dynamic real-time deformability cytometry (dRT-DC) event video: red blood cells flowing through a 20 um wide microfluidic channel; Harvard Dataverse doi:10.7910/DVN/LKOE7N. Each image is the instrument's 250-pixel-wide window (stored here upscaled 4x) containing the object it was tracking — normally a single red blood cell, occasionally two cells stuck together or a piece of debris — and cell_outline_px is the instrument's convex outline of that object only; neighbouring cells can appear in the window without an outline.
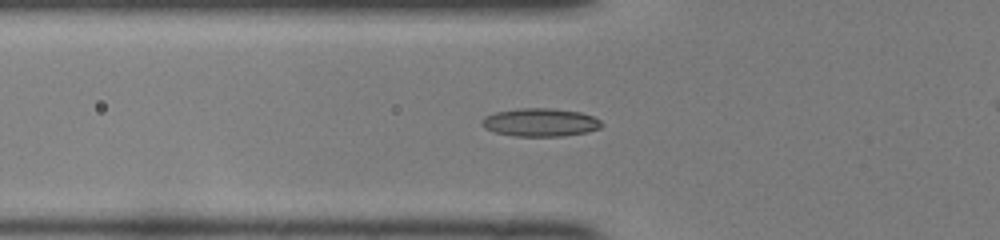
{"species": "common noctule bat (a hibernating species)", "species_latin": "Nyctalus noctula", "temperature_condition": "room temperature", "stored_images_in_passage": 31, "camera_frame_rate_fps": 3000, "um_per_image_px": 0.085, "animal": {"sex": "female", "body_mass_g": 22.0, "forearm_length_mm": 56.7}, "frame": {"image": 1, "passage_image": 4, "time_ms": 1.0, "image_size_px": [1000, 240], "cell_outline_px": [[604, 124], [600, 128], [588, 132], [564, 136], [516, 136], [496, 132], [484, 128], [480, 124], [480, 120], [484, 116], [496, 112], [516, 108], [552, 108], [580, 112], [592, 116], [600, 120]], "centroid_in_image_um": [45.91, 10.4], "position_along_channel_um": 79.9, "area_um2": 19.83}}
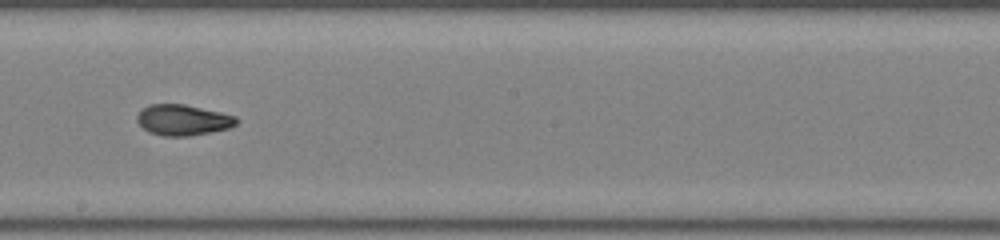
{"frame": {"image": 2, "passage_image": 15, "time_ms": 4.667, "image_size_px": [1000, 240], "cell_outline_px": [[240, 120], [236, 124], [228, 128], [188, 136], [164, 136], [148, 132], [136, 120], [136, 116], [148, 104], [184, 104], [220, 112], [236, 116]], "centroid_in_image_um": [15.54, 10.19], "position_along_channel_um": 232.7, "area_um2": 17.69}}
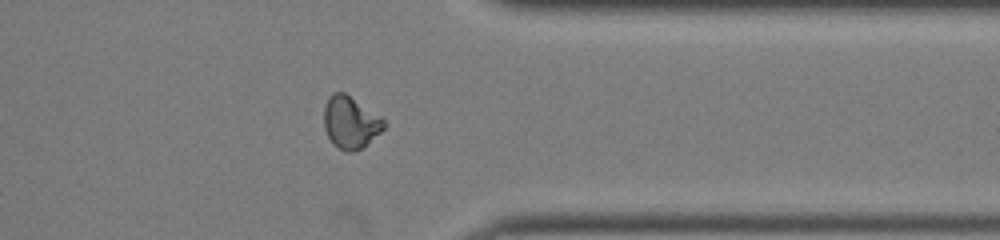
{"frame": {"image": 3, "passage_image": 26, "time_ms": 8.333, "image_size_px": [1000, 240], "cell_outline_px": [[388, 124], [380, 132], [360, 148], [352, 152], [344, 152], [332, 144], [324, 128], [324, 108], [332, 92], [344, 92], [380, 116]], "centroid_in_image_um": [29.77, 10.41], "position_along_channel_um": 381.6, "area_um2": 18.03}}